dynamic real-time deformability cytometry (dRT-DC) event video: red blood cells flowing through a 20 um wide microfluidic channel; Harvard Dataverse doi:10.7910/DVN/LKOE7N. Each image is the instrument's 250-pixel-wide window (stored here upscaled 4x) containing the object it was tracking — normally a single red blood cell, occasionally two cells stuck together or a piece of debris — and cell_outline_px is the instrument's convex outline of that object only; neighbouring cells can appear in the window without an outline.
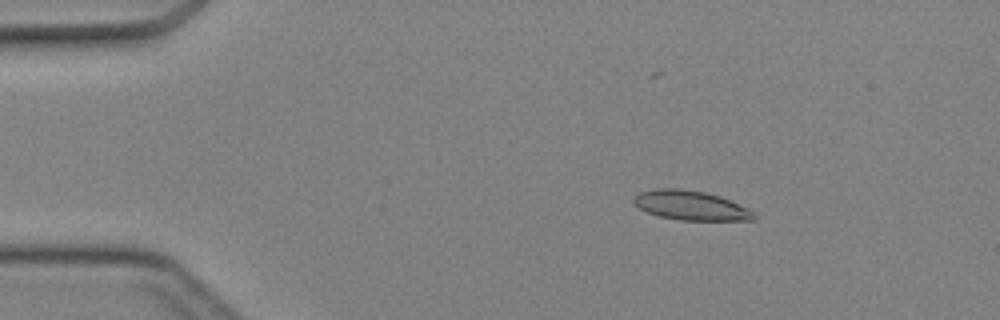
{"species": "Egyptian fruit bat (a non-hibernating species)", "species_latin": "Rousettus aegyptiacus", "temperature_condition": "cold", "stored_images_in_passage": 39, "camera_frame_rate_fps": 3000, "um_per_image_px": 0.085, "animal": {"sex": "female"}, "frame": {"image": 1, "passage_image": 1, "time_ms": 0.0, "image_size_px": [1000, 320], "cell_outline_px": [[756, 216], [752, 220], [680, 220], [660, 216], [648, 212], [640, 208], [632, 200], [640, 192], [656, 188], [680, 188], [704, 192], [720, 196], [748, 208]], "centroid_in_image_um": [58.71, 17.45], "position_along_channel_um": 26.3, "area_um2": 20.35}}
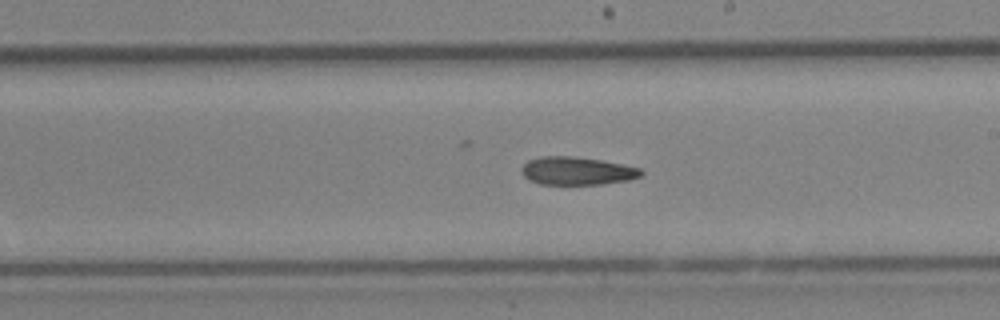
{"frame": {"image": 2, "passage_image": 20, "time_ms": 6.333, "image_size_px": [1000, 320], "cell_outline_px": [[644, 172], [640, 176], [628, 180], [600, 184], [540, 184], [528, 180], [520, 172], [520, 168], [528, 160], [540, 156], [572, 156], [600, 160], [640, 168]], "centroid_in_image_um": [48.98, 14.52], "position_along_channel_um": 240.0, "area_um2": 19.48}}
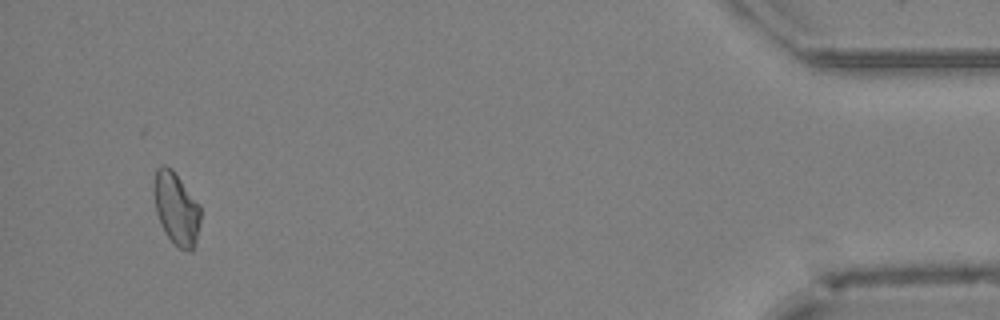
{"frame": {"image": 3, "passage_image": 37, "time_ms": 12.0, "image_size_px": [1000, 320], "cell_outline_px": [[200, 220], [196, 240], [192, 252], [180, 248], [168, 236], [160, 224], [156, 212], [152, 192], [156, 168], [160, 164], [164, 164], [172, 168], [200, 204]], "centroid_in_image_um": [14.96, 17.66], "position_along_channel_um": 420.2, "area_um2": 19.88}}